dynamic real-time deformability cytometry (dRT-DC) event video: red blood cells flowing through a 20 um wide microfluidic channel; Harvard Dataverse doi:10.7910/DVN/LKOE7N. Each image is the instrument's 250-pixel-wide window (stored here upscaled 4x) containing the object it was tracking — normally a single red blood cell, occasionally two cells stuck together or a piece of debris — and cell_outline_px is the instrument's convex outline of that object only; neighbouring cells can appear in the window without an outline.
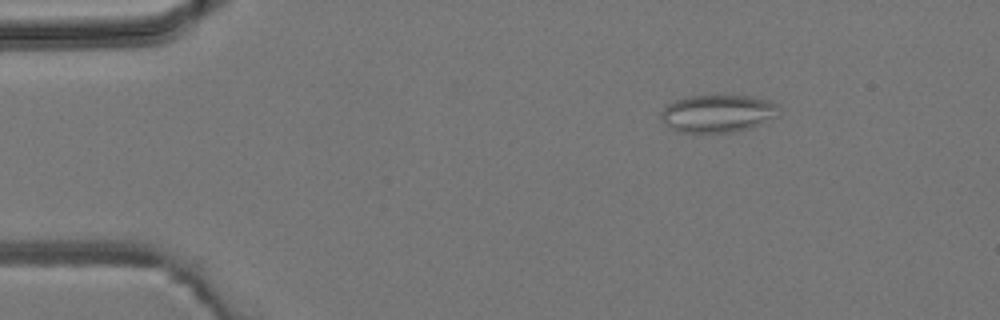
{"species": "common noctule bat (a hibernating species)", "species_latin": "Nyctalus noctula", "temperature_condition": "room temperature", "stored_images_in_passage": 4, "camera_frame_rate_fps": 3000, "um_per_image_px": 0.085, "animal": {"sex": "male", "body_mass_g": 19.2, "forearm_length_mm": 51.8}, "frame": {"image": 1, "passage_image": 2, "time_ms": 1.0, "image_size_px": [1000, 320], "cell_outline_px": [[780, 108], [776, 116], [760, 124], [748, 128], [732, 132], [676, 132], [668, 128], [664, 124], [660, 116], [660, 112], [668, 104], [676, 100], [688, 96], [752, 96], [768, 100], [776, 104]], "centroid_in_image_um": [60.96, 9.65], "position_along_channel_um": 24.0, "area_um2": 25.78}}